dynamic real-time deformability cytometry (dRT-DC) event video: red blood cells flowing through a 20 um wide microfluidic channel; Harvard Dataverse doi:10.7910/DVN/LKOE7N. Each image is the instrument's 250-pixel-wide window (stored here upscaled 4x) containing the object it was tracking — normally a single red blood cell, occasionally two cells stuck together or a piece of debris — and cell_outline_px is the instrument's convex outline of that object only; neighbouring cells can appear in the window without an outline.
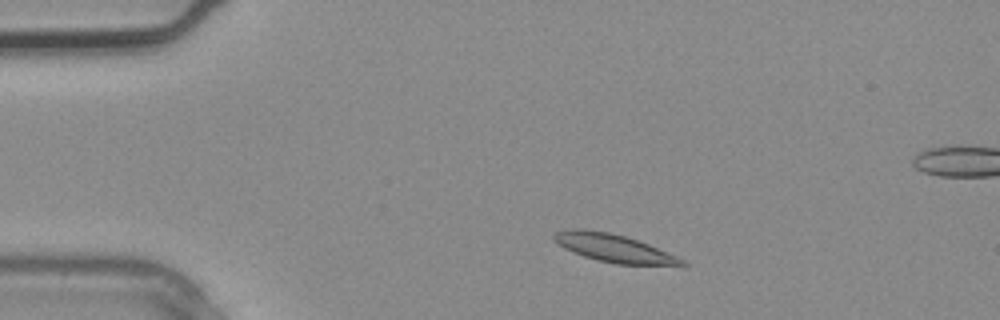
{"species": "common noctule bat (a hibernating species)", "species_latin": "Nyctalus noctula", "temperature_condition": "warm", "stored_images_in_passage": 3, "camera_frame_rate_fps": 3000, "um_per_image_px": 0.085, "animal": {"sex": "male", "body_mass_g": 20.4}, "frame": {"image": 1, "passage_image": 1, "time_ms": 0.0, "image_size_px": [1000, 320], "cell_outline_px": [[688, 264], [616, 264], [596, 260], [572, 252], [564, 248], [552, 236], [556, 232], [572, 228], [584, 228], [608, 232], [624, 236], [648, 244], [676, 256], [684, 260]], "centroid_in_image_um": [52.1, 21.07], "position_along_channel_um": 32.9, "area_um2": 20.29}}